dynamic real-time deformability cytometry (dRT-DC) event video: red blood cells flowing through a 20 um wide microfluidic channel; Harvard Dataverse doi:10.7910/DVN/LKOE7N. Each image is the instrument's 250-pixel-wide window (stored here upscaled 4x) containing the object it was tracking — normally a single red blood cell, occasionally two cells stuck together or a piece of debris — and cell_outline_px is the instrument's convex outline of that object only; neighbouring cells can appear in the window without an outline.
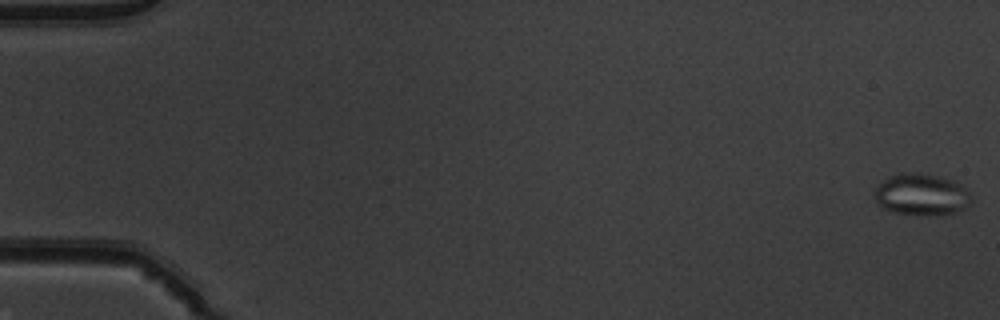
{"species": "common noctule bat (a hibernating species)", "species_latin": "Nyctalus noctula", "temperature_condition": "warm", "stored_images_in_passage": 53, "camera_frame_rate_fps": 3000, "um_per_image_px": 0.085, "animal": {"sex": "male", "body_mass_g": 19.5, "forearm_length_mm": 54.6}, "frame": {"image": 1, "passage_image": 1, "time_ms": 0.0, "image_size_px": [1000, 320], "cell_outline_px": [[972, 200], [968, 208], [960, 212], [936, 216], [896, 212], [884, 208], [876, 200], [876, 188], [888, 176], [900, 172], [920, 172], [952, 180], [964, 184]], "centroid_in_image_um": [78.41, 16.53], "position_along_channel_um": 6.6, "area_um2": 23.7}}
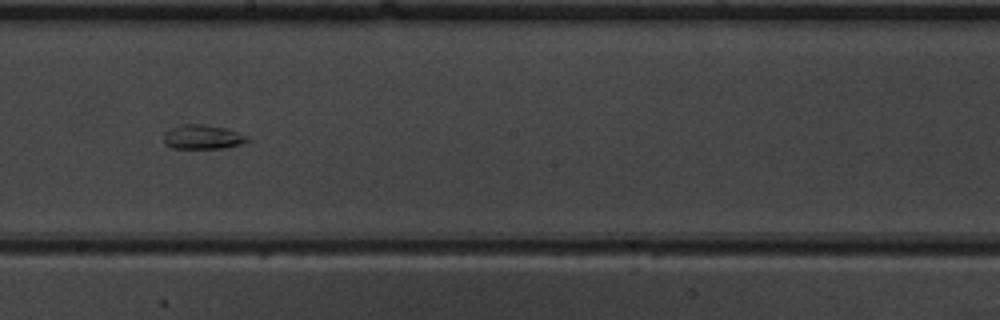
{"frame": {"image": 2, "passage_image": 31, "time_ms": 10.0, "image_size_px": [1000, 320], "cell_outline_px": [[252, 140], [240, 144], [224, 148], [172, 148], [164, 144], [164, 132], [180, 124], [204, 124], [228, 128], [248, 136]], "centroid_in_image_um": [17.25, 11.63], "position_along_channel_um": 231.0, "area_um2": 12.02}}
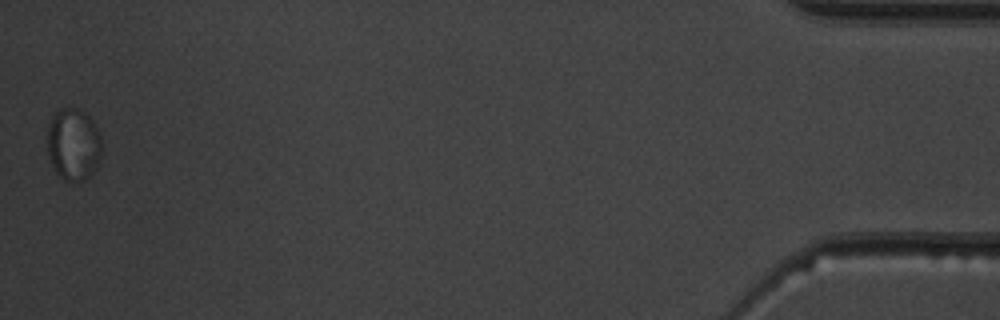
{"frame": {"image": 3, "passage_image": 53, "time_ms": 17.333, "image_size_px": [1000, 320], "cell_outline_px": [[100, 156], [96, 168], [84, 180], [64, 180], [56, 172], [52, 164], [48, 152], [48, 128], [52, 116], [56, 112], [64, 108], [76, 108], [84, 112], [96, 124], [100, 136]], "centroid_in_image_um": [6.24, 12.25], "position_along_channel_um": 429.0, "area_um2": 22.48}}